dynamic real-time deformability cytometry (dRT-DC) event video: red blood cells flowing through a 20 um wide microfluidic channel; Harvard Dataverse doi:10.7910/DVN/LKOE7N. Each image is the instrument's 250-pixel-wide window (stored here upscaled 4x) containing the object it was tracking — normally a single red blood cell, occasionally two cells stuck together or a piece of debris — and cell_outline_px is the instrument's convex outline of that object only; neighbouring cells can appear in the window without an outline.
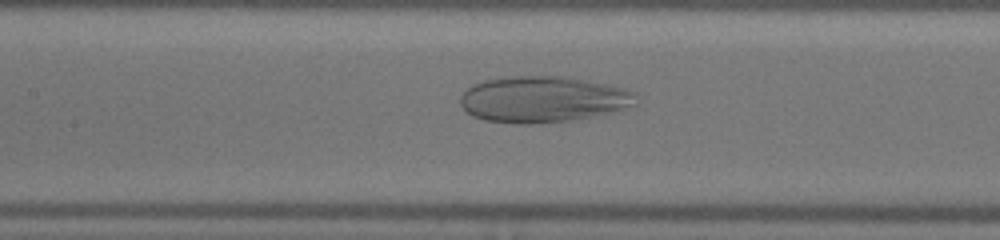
{"species": "human", "species_latin": "Homo sapiens", "temperature_condition": "warm", "stored_images_in_passage": 41, "camera_frame_rate_fps": 3000, "um_per_image_px": 0.085, "donor": {"sex": "male"}, "frame": {"image": 1, "passage_image": 14, "time_ms": 4.333, "image_size_px": [1000, 240], "cell_outline_px": [[636, 104], [608, 112], [592, 116], [572, 120], [532, 124], [516, 124], [484, 120], [472, 116], [460, 104], [460, 96], [472, 84], [484, 80], [512, 76], [564, 76], [624, 88], [636, 92]], "centroid_in_image_um": [46.1, 8.44], "position_along_channel_um": 161.3, "area_um2": 47.05}}
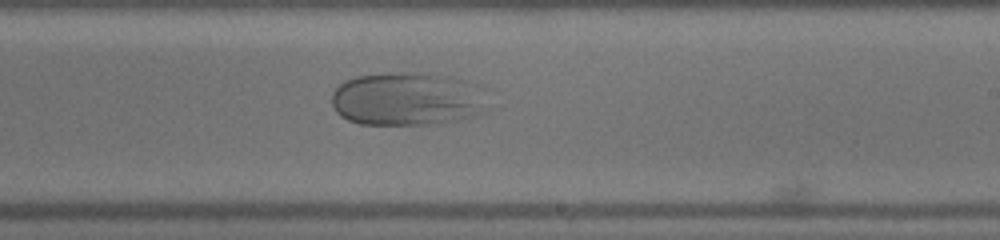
{"frame": {"image": 2, "passage_image": 21, "time_ms": 6.667, "image_size_px": [1000, 240], "cell_outline_px": [[492, 108], [488, 112], [476, 116], [456, 120], [428, 124], [360, 124], [348, 120], [340, 116], [336, 112], [332, 104], [332, 92], [344, 80], [356, 76], [396, 72], [412, 72], [452, 76], [468, 80], [480, 84], [488, 88]], "centroid_in_image_um": [34.79, 8.4], "position_along_channel_um": 254.2, "area_um2": 50.29}}
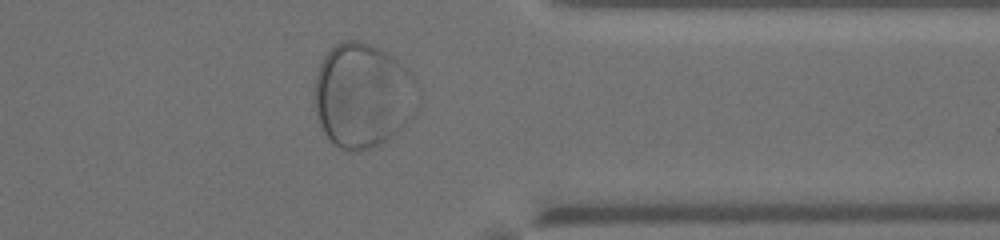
{"frame": {"image": 3, "passage_image": 31, "time_ms": 10.0, "image_size_px": [1000, 240], "cell_outline_px": [[416, 80], [404, 124], [388, 140], [372, 148], [360, 152], [348, 152], [332, 144], [324, 132], [320, 124], [316, 112], [316, 76], [320, 64], [324, 56], [336, 44], [344, 40], [356, 40], [368, 44], [384, 52], [408, 68]], "centroid_in_image_um": [30.74, 8.13], "position_along_channel_um": 380.7, "area_um2": 61.27}}